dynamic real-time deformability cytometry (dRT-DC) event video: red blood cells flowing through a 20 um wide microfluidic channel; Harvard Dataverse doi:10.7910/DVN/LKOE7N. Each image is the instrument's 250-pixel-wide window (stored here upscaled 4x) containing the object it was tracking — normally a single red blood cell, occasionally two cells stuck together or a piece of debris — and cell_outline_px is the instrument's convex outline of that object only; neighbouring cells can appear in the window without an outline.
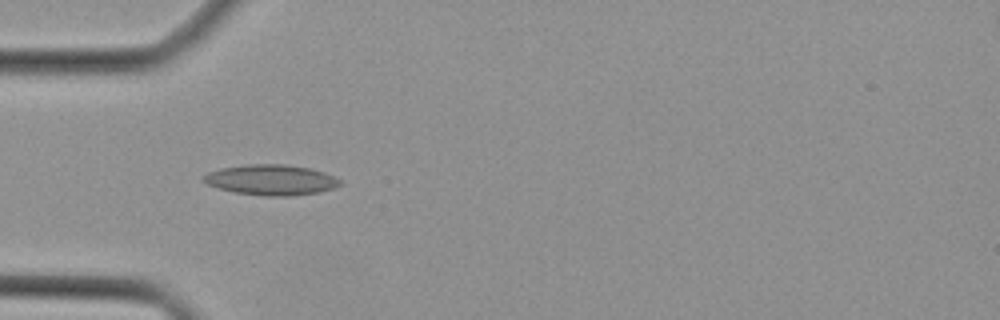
{"species": "Egyptian fruit bat (a non-hibernating species)", "species_latin": "Rousettus aegyptiacus", "temperature_condition": "cold", "stored_images_in_passage": 36, "camera_frame_rate_fps": 3000, "um_per_image_px": 0.085, "animal": {"sex": "female"}, "frame": {"image": 1, "passage_image": 6, "time_ms": 1.667, "image_size_px": [1000, 320], "cell_outline_px": [[344, 184], [320, 192], [288, 196], [268, 196], [236, 192], [220, 188], [208, 184], [200, 180], [200, 176], [208, 172], [220, 168], [248, 164], [284, 164], [308, 168], [324, 172], [340, 180]], "centroid_in_image_um": [23.02, 15.28], "position_along_channel_um": 62.0, "area_um2": 24.16}}
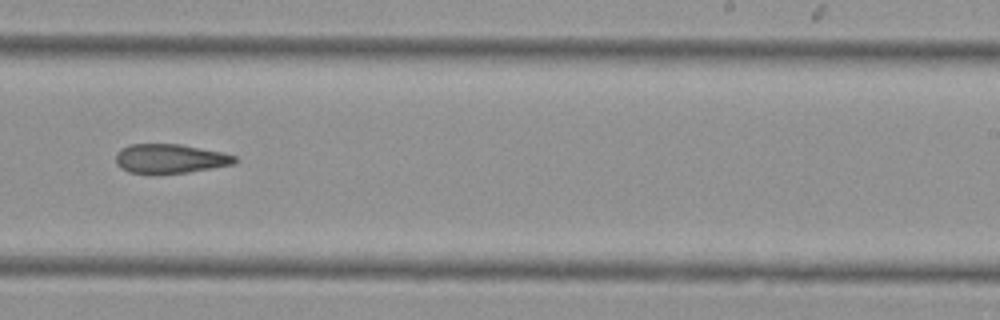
{"frame": {"image": 2, "passage_image": 20, "time_ms": 6.333, "image_size_px": [1000, 320], "cell_outline_px": [[240, 160], [236, 164], [188, 172], [152, 176], [128, 172], [120, 168], [116, 164], [116, 152], [120, 148], [128, 144], [180, 144], [220, 152], [236, 156]], "centroid_in_image_um": [14.41, 13.52], "position_along_channel_um": 274.6, "area_um2": 20.98}}
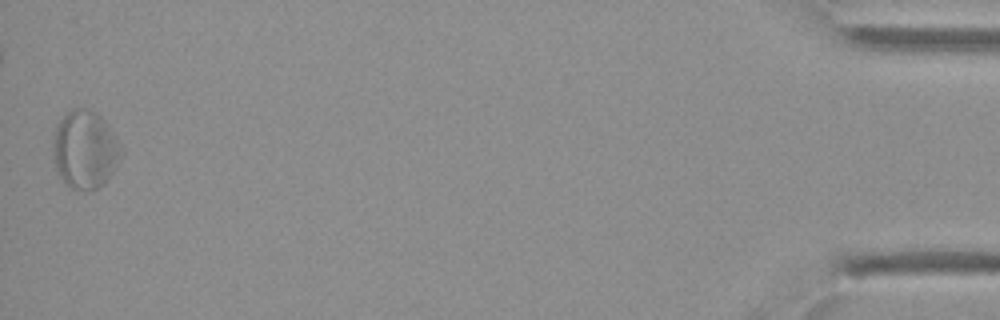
{"frame": {"image": 3, "passage_image": 36, "time_ms": 11.667, "image_size_px": [1000, 320], "cell_outline_px": [[124, 152], [116, 168], [96, 188], [88, 192], [72, 188], [60, 176], [56, 168], [56, 128], [60, 120], [72, 108], [84, 108], [96, 112], [108, 124], [124, 148]], "centroid_in_image_um": [7.31, 12.7], "position_along_channel_um": 427.9, "area_um2": 30.35}}